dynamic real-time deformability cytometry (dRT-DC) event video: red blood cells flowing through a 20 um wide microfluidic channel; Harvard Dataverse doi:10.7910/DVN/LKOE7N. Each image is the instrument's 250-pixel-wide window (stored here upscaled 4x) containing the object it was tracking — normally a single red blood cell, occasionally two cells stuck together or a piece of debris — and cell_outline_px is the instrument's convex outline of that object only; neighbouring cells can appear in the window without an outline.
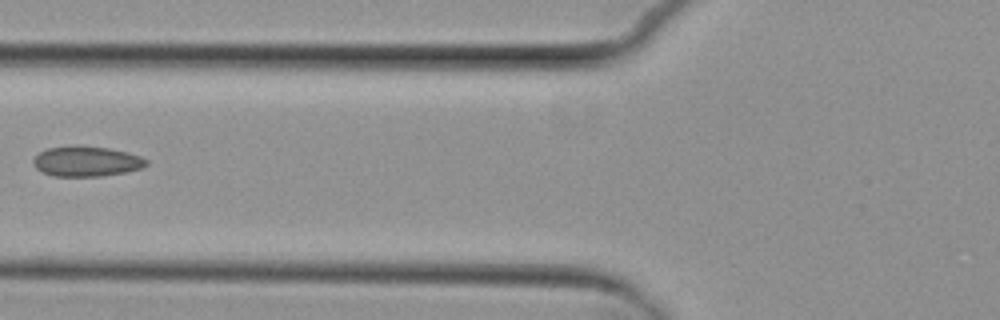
{"species": "common noctule bat (a hibernating species)", "species_latin": "Nyctalus noctula", "temperature_condition": "cold", "stored_images_in_passage": 7, "camera_frame_rate_fps": 3000, "um_per_image_px": 0.085, "animal": {"sex": "female", "body_mass_g": 29.2, "forearm_length_mm": 56.3}, "frame": {"image": 1, "passage_image": 6, "time_ms": 6.0, "image_size_px": [1000, 320], "cell_outline_px": [[148, 164], [144, 168], [124, 172], [100, 176], [52, 176], [40, 172], [32, 164], [32, 160], [40, 152], [48, 148], [76, 144], [108, 148], [128, 152], [140, 156], [148, 160]], "centroid_in_image_um": [7.33, 13.7], "position_along_channel_um": 118.5, "area_um2": 20.23}}
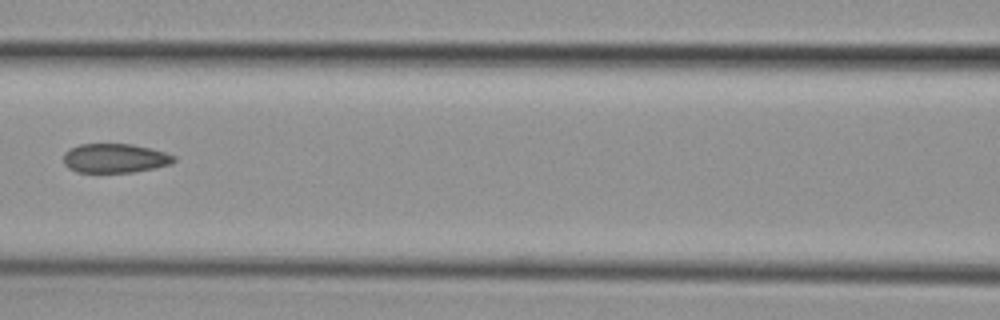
{"frame": {"image": 2, "passage_image": 7, "time_ms": 7.0, "image_size_px": [1000, 320], "cell_outline_px": [[176, 160], [172, 164], [132, 172], [76, 172], [68, 168], [64, 164], [64, 152], [68, 148], [80, 144], [132, 144], [152, 148], [176, 156]], "centroid_in_image_um": [9.76, 13.44], "position_along_channel_um": 156.8, "area_um2": 18.9}}